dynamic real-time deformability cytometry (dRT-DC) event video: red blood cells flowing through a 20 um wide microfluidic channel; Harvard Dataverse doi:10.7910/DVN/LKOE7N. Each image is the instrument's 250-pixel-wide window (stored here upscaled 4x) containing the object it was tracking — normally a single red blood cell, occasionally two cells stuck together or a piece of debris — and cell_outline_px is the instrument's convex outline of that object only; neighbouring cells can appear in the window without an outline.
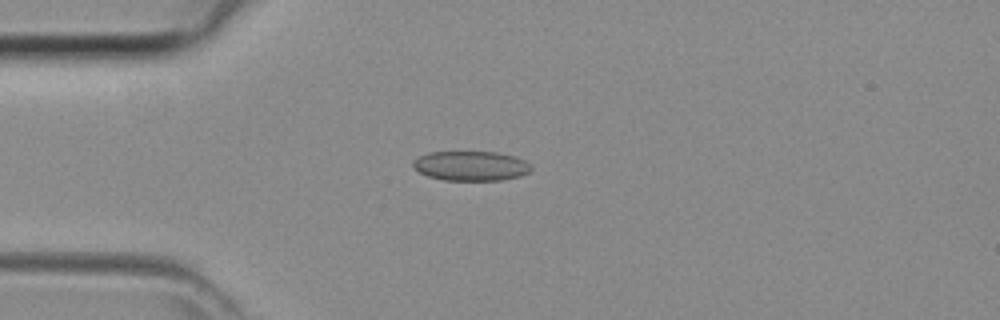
{"species": "common noctule bat (a hibernating species)", "species_latin": "Nyctalus noctula", "temperature_condition": "room temperature", "stored_images_in_passage": 38, "camera_frame_rate_fps": 3000, "um_per_image_px": 0.085, "animal": {"sex": "female", "body_mass_g": 29.2, "forearm_length_mm": 56.3}, "frame": {"image": 1, "passage_image": 5, "time_ms": 1.333, "image_size_px": [1000, 320], "cell_outline_px": [[532, 168], [528, 172], [520, 176], [500, 180], [444, 180], [428, 176], [412, 168], [412, 160], [428, 152], [496, 152], [516, 156], [524, 160]], "centroid_in_image_um": [39.99, 14.09], "position_along_channel_um": 45.0, "area_um2": 20.4}}
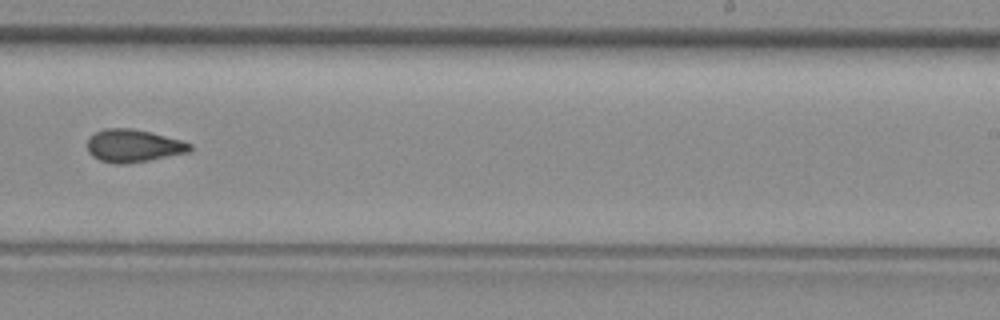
{"frame": {"image": 2, "passage_image": 21, "time_ms": 6.667, "image_size_px": [1000, 320], "cell_outline_px": [[192, 148], [188, 152], [148, 160], [124, 164], [112, 164], [100, 160], [92, 156], [88, 152], [88, 136], [92, 132], [104, 128], [132, 128], [152, 132], [180, 140], [192, 144]], "centroid_in_image_um": [11.28, 12.38], "position_along_channel_um": 277.7, "area_um2": 19.71}}
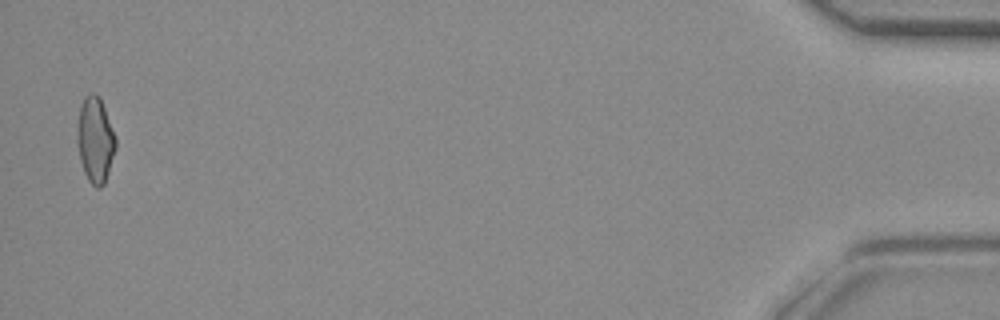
{"frame": {"image": 3, "passage_image": 37, "time_ms": 12.0, "image_size_px": [1000, 320], "cell_outline_px": [[116, 148], [104, 184], [100, 188], [96, 188], [88, 180], [84, 172], [80, 160], [76, 136], [76, 132], [80, 104], [84, 96], [92, 92], [100, 96], [116, 140]], "centroid_in_image_um": [8.07, 11.87], "position_along_channel_um": 427.1, "area_um2": 19.19}}